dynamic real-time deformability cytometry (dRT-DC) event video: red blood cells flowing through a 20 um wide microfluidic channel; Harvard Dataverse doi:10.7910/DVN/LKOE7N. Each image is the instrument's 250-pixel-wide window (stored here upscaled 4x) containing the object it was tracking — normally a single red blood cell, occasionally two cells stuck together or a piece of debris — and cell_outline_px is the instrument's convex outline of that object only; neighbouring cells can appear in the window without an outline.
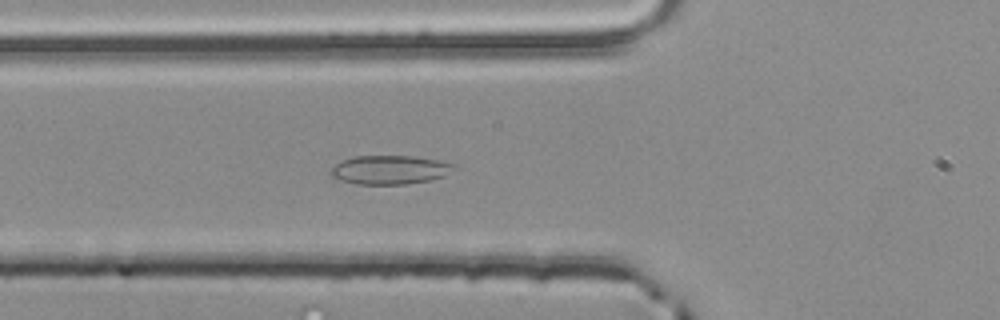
{"species": "common noctule bat (a hibernating species)", "species_latin": "Nyctalus noctula", "temperature_condition": "room temperature", "stored_images_in_passage": 54, "camera_frame_rate_fps": 3000, "um_per_image_px": 0.085, "animal": {"sex": "male", "body_mass_g": 20.4}, "frame": {"image": 1, "passage_image": 19, "time_ms": 6.0, "image_size_px": [1000, 320], "cell_outline_px": [[456, 164], [444, 176], [428, 180], [408, 184], [356, 184], [340, 180], [332, 176], [332, 168], [336, 164], [352, 156], [412, 156], [436, 160]], "centroid_in_image_um": [33.11, 14.43], "position_along_channel_um": 92.7, "area_um2": 20.35}}
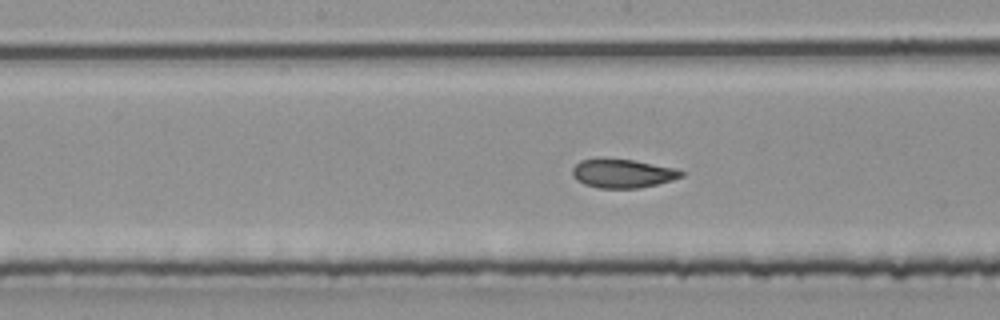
{"frame": {"image": 2, "passage_image": 27, "time_ms": 8.667, "image_size_px": [1000, 320], "cell_outline_px": [[688, 172], [684, 176], [672, 180], [640, 188], [596, 188], [584, 184], [576, 180], [572, 176], [572, 168], [580, 160], [596, 156], [604, 156], [632, 160], [676, 168]], "centroid_in_image_um": [52.89, 14.71], "position_along_channel_um": 195.3, "area_um2": 18.96}}
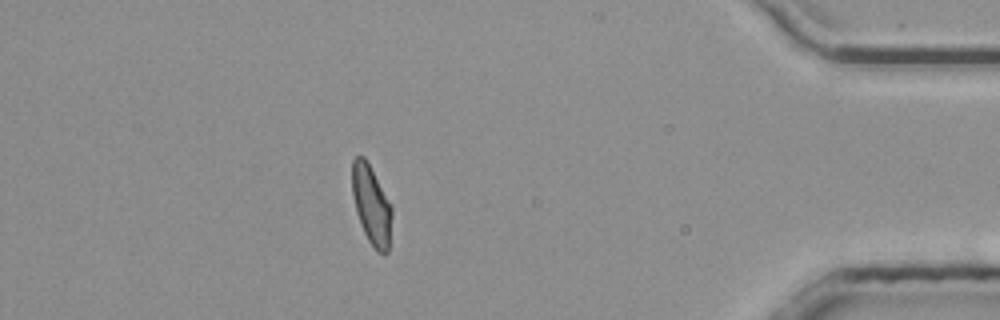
{"frame": {"image": 3, "passage_image": 47, "time_ms": 15.333, "image_size_px": [1000, 320], "cell_outline_px": [[392, 216], [388, 252], [376, 252], [368, 240], [364, 232], [356, 212], [352, 196], [352, 160], [356, 156], [364, 156], [392, 208]], "centroid_in_image_um": [31.55, 17.45], "position_along_channel_um": 403.6, "area_um2": 17.98}, "authors_computed_cell_mechanics": {"area_um2": 19.0162, "velocity_mm_per_s": 3.835, "shape_relaxation_time_tau1_ms": null, "shape_relaxation_time_tau2_ms": 1.1277, "deformation_change_tau1": null, "deformation_change_tau2": 0.0598}}